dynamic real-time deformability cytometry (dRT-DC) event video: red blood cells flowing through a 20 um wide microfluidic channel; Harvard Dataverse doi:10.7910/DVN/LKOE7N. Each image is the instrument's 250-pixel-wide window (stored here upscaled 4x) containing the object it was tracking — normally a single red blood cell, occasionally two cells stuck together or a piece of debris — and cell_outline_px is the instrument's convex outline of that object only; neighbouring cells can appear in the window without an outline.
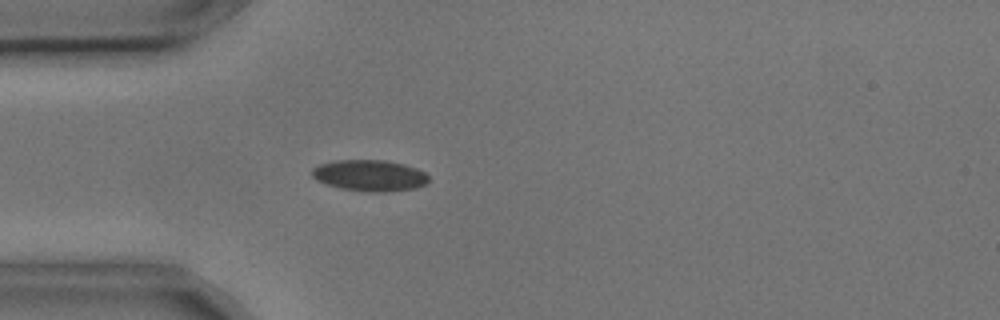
{"species": "common noctule bat (a hibernating species)", "species_latin": "Nyctalus noctula", "temperature_condition": "cold", "stored_images_in_passage": 4, "camera_frame_rate_fps": 3000, "um_per_image_px": 0.085, "animal": {"sex": "male", "body_mass_g": 17.9, "forearm_length_mm": 54.2}, "frame": {"image": 1, "passage_image": 4, "time_ms": 1.0, "image_size_px": [1000, 320], "cell_outline_px": [[428, 180], [424, 184], [416, 188], [388, 192], [368, 192], [340, 188], [316, 180], [312, 176], [312, 168], [320, 164], [336, 160], [384, 160], [404, 164], [416, 168], [424, 172], [428, 176]], "centroid_in_image_um": [31.42, 14.92], "position_along_channel_um": 53.6, "area_um2": 21.21}}